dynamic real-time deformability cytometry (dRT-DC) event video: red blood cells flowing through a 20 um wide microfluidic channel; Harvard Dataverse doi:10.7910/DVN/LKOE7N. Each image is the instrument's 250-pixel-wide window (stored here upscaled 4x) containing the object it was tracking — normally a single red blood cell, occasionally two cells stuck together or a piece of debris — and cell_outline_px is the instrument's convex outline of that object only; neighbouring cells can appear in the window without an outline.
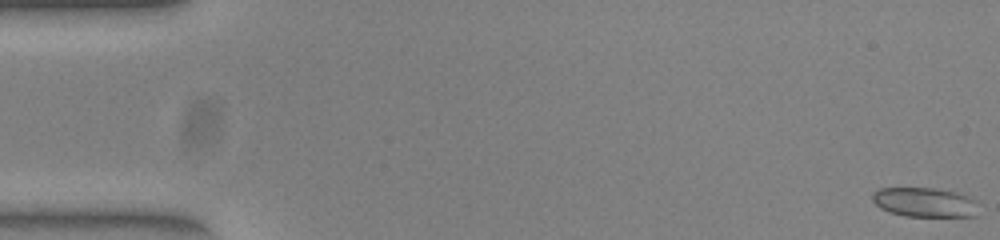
{"species": "common noctule bat (a hibernating species)", "species_latin": "Nyctalus noctula", "temperature_condition": "warm", "stored_images_in_passage": 53, "camera_frame_rate_fps": 3000, "um_per_image_px": 0.085, "animal": {"sex": "female", "body_mass_g": 23.0, "forearm_length_mm": 53.4}, "frame": {"image": 1, "passage_image": 1, "time_ms": 0.0, "image_size_px": [1000, 240], "cell_outline_px": [[976, 216], [904, 216], [880, 208], [872, 200], [872, 192], [880, 188], [932, 188], [952, 192], [976, 200]], "centroid_in_image_um": [78.54, 17.2], "position_along_channel_um": 6.5, "area_um2": 17.86}}
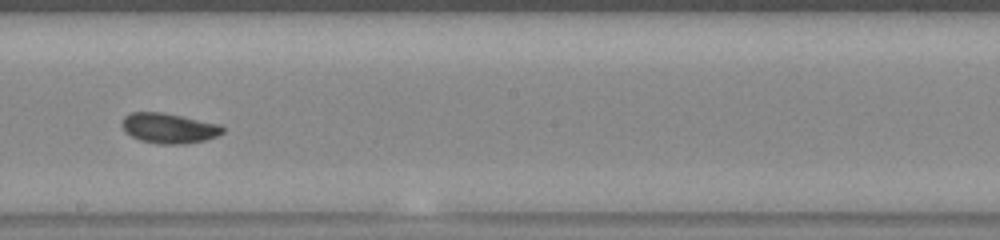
{"frame": {"image": 2, "passage_image": 30, "time_ms": 9.667, "image_size_px": [1000, 240], "cell_outline_px": [[224, 132], [216, 136], [204, 140], [184, 144], [156, 144], [140, 140], [124, 132], [120, 124], [120, 120], [124, 116], [132, 112], [160, 112], [220, 124], [224, 128]], "centroid_in_image_um": [14.3, 10.9], "position_along_channel_um": 233.9, "area_um2": 17.74}}
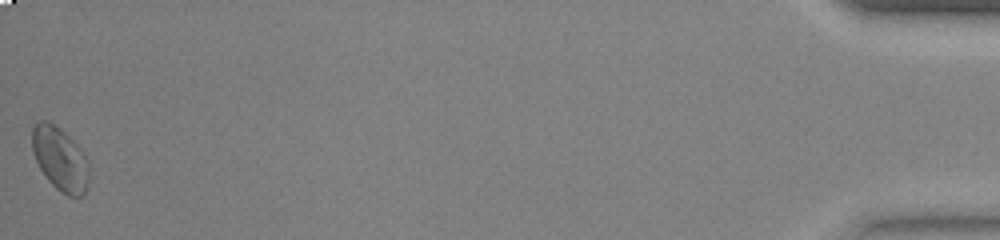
{"frame": {"image": 3, "passage_image": 53, "time_ms": 17.333, "image_size_px": [1000, 240], "cell_outline_px": [[88, 184], [84, 192], [80, 196], [68, 196], [60, 192], [48, 180], [40, 168], [36, 160], [32, 148], [32, 128], [40, 120], [48, 120], [60, 128], [76, 144], [88, 160]], "centroid_in_image_um": [5.1, 13.5], "position_along_channel_um": 430.1, "area_um2": 20.87}}